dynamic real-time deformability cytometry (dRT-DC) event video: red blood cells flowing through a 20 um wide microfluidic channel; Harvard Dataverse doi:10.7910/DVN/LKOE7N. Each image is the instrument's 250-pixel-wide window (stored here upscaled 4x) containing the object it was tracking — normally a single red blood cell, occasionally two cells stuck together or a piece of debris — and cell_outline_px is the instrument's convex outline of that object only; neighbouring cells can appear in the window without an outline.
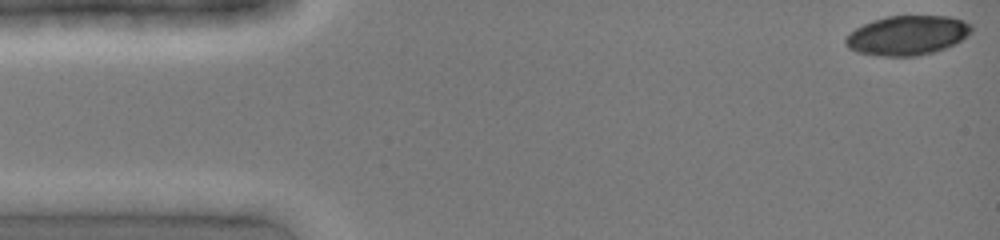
{"species": "common noctule bat (a hibernating species)", "species_latin": "Nyctalus noctula", "temperature_condition": "cold", "stored_images_in_passage": 21, "camera_frame_rate_fps": 3000, "um_per_image_px": 0.085, "animal": {"sex": "female", "body_mass_g": 19.0, "forearm_length_mm": 51.5}, "frame": {"image": 1, "passage_image": 1, "time_ms": 0.0, "image_size_px": [1000, 240], "cell_outline_px": [[972, 32], [968, 36], [956, 44], [936, 52], [916, 56], [880, 56], [856, 52], [848, 48], [844, 44], [844, 40], [856, 28], [872, 20], [888, 16], [952, 16], [964, 20], [972, 24]], "centroid_in_image_um": [77.17, 3.01], "position_along_channel_um": 7.8, "area_um2": 29.3}}
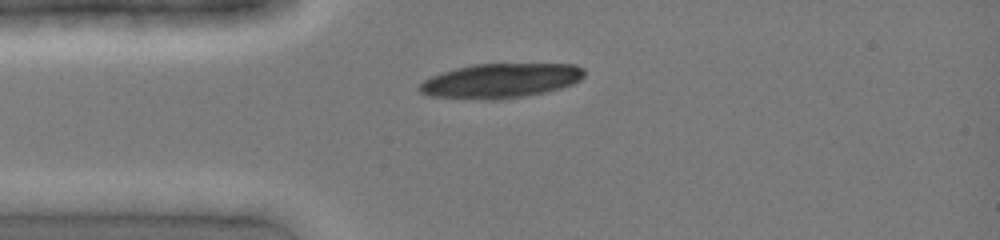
{"frame": {"image": 2, "passage_image": 10, "time_ms": 3.0, "image_size_px": [1000, 240], "cell_outline_px": [[584, 76], [580, 80], [572, 84], [560, 88], [544, 92], [524, 96], [496, 100], [484, 100], [428, 96], [420, 92], [416, 88], [424, 80], [432, 76], [456, 68], [472, 64], [576, 64], [584, 68]], "centroid_in_image_um": [42.54, 6.86], "position_along_channel_um": 42.5, "area_um2": 33.23}}